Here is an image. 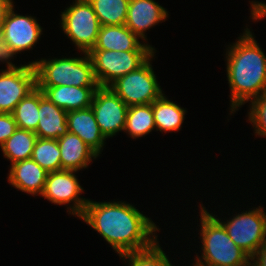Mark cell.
I'll list each match as a JSON object with an SVG mask.
<instances>
[{
	"instance_id": "1",
	"label": "cell",
	"mask_w": 266,
	"mask_h": 266,
	"mask_svg": "<svg viewBox=\"0 0 266 266\" xmlns=\"http://www.w3.org/2000/svg\"><path fill=\"white\" fill-rule=\"evenodd\" d=\"M80 219L94 228L120 256L146 250L157 242L154 233L159 230L155 223L128 203L88 200Z\"/></svg>"
},
{
	"instance_id": "2",
	"label": "cell",
	"mask_w": 266,
	"mask_h": 266,
	"mask_svg": "<svg viewBox=\"0 0 266 266\" xmlns=\"http://www.w3.org/2000/svg\"><path fill=\"white\" fill-rule=\"evenodd\" d=\"M246 29L226 54L231 113L266 92V56L250 30Z\"/></svg>"
},
{
	"instance_id": "3",
	"label": "cell",
	"mask_w": 266,
	"mask_h": 266,
	"mask_svg": "<svg viewBox=\"0 0 266 266\" xmlns=\"http://www.w3.org/2000/svg\"><path fill=\"white\" fill-rule=\"evenodd\" d=\"M200 209L203 253L194 266H250L251 257L231 240L217 218L204 207Z\"/></svg>"
},
{
	"instance_id": "4",
	"label": "cell",
	"mask_w": 266,
	"mask_h": 266,
	"mask_svg": "<svg viewBox=\"0 0 266 266\" xmlns=\"http://www.w3.org/2000/svg\"><path fill=\"white\" fill-rule=\"evenodd\" d=\"M83 58L41 59L33 61L36 87L76 86L99 87L92 61L87 52Z\"/></svg>"
},
{
	"instance_id": "5",
	"label": "cell",
	"mask_w": 266,
	"mask_h": 266,
	"mask_svg": "<svg viewBox=\"0 0 266 266\" xmlns=\"http://www.w3.org/2000/svg\"><path fill=\"white\" fill-rule=\"evenodd\" d=\"M154 51L90 50L94 77L99 86H109L117 78L137 70Z\"/></svg>"
},
{
	"instance_id": "6",
	"label": "cell",
	"mask_w": 266,
	"mask_h": 266,
	"mask_svg": "<svg viewBox=\"0 0 266 266\" xmlns=\"http://www.w3.org/2000/svg\"><path fill=\"white\" fill-rule=\"evenodd\" d=\"M152 55L137 70L117 78L110 87L129 107L151 104L163 93L150 64Z\"/></svg>"
},
{
	"instance_id": "7",
	"label": "cell",
	"mask_w": 266,
	"mask_h": 266,
	"mask_svg": "<svg viewBox=\"0 0 266 266\" xmlns=\"http://www.w3.org/2000/svg\"><path fill=\"white\" fill-rule=\"evenodd\" d=\"M61 15V27L82 52H89L96 44L100 22L88 0H76Z\"/></svg>"
},
{
	"instance_id": "8",
	"label": "cell",
	"mask_w": 266,
	"mask_h": 266,
	"mask_svg": "<svg viewBox=\"0 0 266 266\" xmlns=\"http://www.w3.org/2000/svg\"><path fill=\"white\" fill-rule=\"evenodd\" d=\"M217 220L231 240L250 257L266 242V213L261 206L238 214L227 223Z\"/></svg>"
},
{
	"instance_id": "9",
	"label": "cell",
	"mask_w": 266,
	"mask_h": 266,
	"mask_svg": "<svg viewBox=\"0 0 266 266\" xmlns=\"http://www.w3.org/2000/svg\"><path fill=\"white\" fill-rule=\"evenodd\" d=\"M100 131L105 138L125 129L128 106L108 86H99L91 104Z\"/></svg>"
},
{
	"instance_id": "10",
	"label": "cell",
	"mask_w": 266,
	"mask_h": 266,
	"mask_svg": "<svg viewBox=\"0 0 266 266\" xmlns=\"http://www.w3.org/2000/svg\"><path fill=\"white\" fill-rule=\"evenodd\" d=\"M74 172L77 171L60 170L48 172L41 195L58 205L69 204L74 201L68 212L80 218L84 213L88 199L85 200V198L79 197L81 192H83V188L80 186Z\"/></svg>"
},
{
	"instance_id": "11",
	"label": "cell",
	"mask_w": 266,
	"mask_h": 266,
	"mask_svg": "<svg viewBox=\"0 0 266 266\" xmlns=\"http://www.w3.org/2000/svg\"><path fill=\"white\" fill-rule=\"evenodd\" d=\"M36 88V72L29 63L0 73V113H13L16 105Z\"/></svg>"
},
{
	"instance_id": "12",
	"label": "cell",
	"mask_w": 266,
	"mask_h": 266,
	"mask_svg": "<svg viewBox=\"0 0 266 266\" xmlns=\"http://www.w3.org/2000/svg\"><path fill=\"white\" fill-rule=\"evenodd\" d=\"M14 5L8 9L1 32L7 43L16 52L29 50L40 39L41 26L31 16L15 14Z\"/></svg>"
},
{
	"instance_id": "13",
	"label": "cell",
	"mask_w": 266,
	"mask_h": 266,
	"mask_svg": "<svg viewBox=\"0 0 266 266\" xmlns=\"http://www.w3.org/2000/svg\"><path fill=\"white\" fill-rule=\"evenodd\" d=\"M168 13L153 0H130L125 25L139 38L145 31L167 18Z\"/></svg>"
},
{
	"instance_id": "14",
	"label": "cell",
	"mask_w": 266,
	"mask_h": 266,
	"mask_svg": "<svg viewBox=\"0 0 266 266\" xmlns=\"http://www.w3.org/2000/svg\"><path fill=\"white\" fill-rule=\"evenodd\" d=\"M139 37L126 25L100 26L95 46L91 50L112 51H154L148 44H142Z\"/></svg>"
},
{
	"instance_id": "15",
	"label": "cell",
	"mask_w": 266,
	"mask_h": 266,
	"mask_svg": "<svg viewBox=\"0 0 266 266\" xmlns=\"http://www.w3.org/2000/svg\"><path fill=\"white\" fill-rule=\"evenodd\" d=\"M43 95L66 112L91 107L95 91L98 87L56 86L37 87Z\"/></svg>"
},
{
	"instance_id": "16",
	"label": "cell",
	"mask_w": 266,
	"mask_h": 266,
	"mask_svg": "<svg viewBox=\"0 0 266 266\" xmlns=\"http://www.w3.org/2000/svg\"><path fill=\"white\" fill-rule=\"evenodd\" d=\"M68 132L79 136L97 155L106 138L100 131L91 107L67 112Z\"/></svg>"
},
{
	"instance_id": "17",
	"label": "cell",
	"mask_w": 266,
	"mask_h": 266,
	"mask_svg": "<svg viewBox=\"0 0 266 266\" xmlns=\"http://www.w3.org/2000/svg\"><path fill=\"white\" fill-rule=\"evenodd\" d=\"M8 181L15 188L32 195H41L48 172L32 159L11 164Z\"/></svg>"
},
{
	"instance_id": "18",
	"label": "cell",
	"mask_w": 266,
	"mask_h": 266,
	"mask_svg": "<svg viewBox=\"0 0 266 266\" xmlns=\"http://www.w3.org/2000/svg\"><path fill=\"white\" fill-rule=\"evenodd\" d=\"M37 138L58 139L68 132L67 112L49 101L39 89Z\"/></svg>"
},
{
	"instance_id": "19",
	"label": "cell",
	"mask_w": 266,
	"mask_h": 266,
	"mask_svg": "<svg viewBox=\"0 0 266 266\" xmlns=\"http://www.w3.org/2000/svg\"><path fill=\"white\" fill-rule=\"evenodd\" d=\"M60 148L61 170L79 171L86 168L97 154L77 135L67 132L57 139Z\"/></svg>"
},
{
	"instance_id": "20",
	"label": "cell",
	"mask_w": 266,
	"mask_h": 266,
	"mask_svg": "<svg viewBox=\"0 0 266 266\" xmlns=\"http://www.w3.org/2000/svg\"><path fill=\"white\" fill-rule=\"evenodd\" d=\"M154 122L161 132L178 131L184 120L186 110L168 100L162 94L152 103Z\"/></svg>"
},
{
	"instance_id": "21",
	"label": "cell",
	"mask_w": 266,
	"mask_h": 266,
	"mask_svg": "<svg viewBox=\"0 0 266 266\" xmlns=\"http://www.w3.org/2000/svg\"><path fill=\"white\" fill-rule=\"evenodd\" d=\"M36 139L37 135L33 131L17 128L0 147L5 158L13 164L31 159Z\"/></svg>"
},
{
	"instance_id": "22",
	"label": "cell",
	"mask_w": 266,
	"mask_h": 266,
	"mask_svg": "<svg viewBox=\"0 0 266 266\" xmlns=\"http://www.w3.org/2000/svg\"><path fill=\"white\" fill-rule=\"evenodd\" d=\"M156 129L152 103L129 106L126 115L125 132L132 138L142 137Z\"/></svg>"
},
{
	"instance_id": "23",
	"label": "cell",
	"mask_w": 266,
	"mask_h": 266,
	"mask_svg": "<svg viewBox=\"0 0 266 266\" xmlns=\"http://www.w3.org/2000/svg\"><path fill=\"white\" fill-rule=\"evenodd\" d=\"M101 26L125 25L130 0H88Z\"/></svg>"
},
{
	"instance_id": "24",
	"label": "cell",
	"mask_w": 266,
	"mask_h": 266,
	"mask_svg": "<svg viewBox=\"0 0 266 266\" xmlns=\"http://www.w3.org/2000/svg\"><path fill=\"white\" fill-rule=\"evenodd\" d=\"M39 89L36 87L15 107L13 116L17 128L35 132L39 123Z\"/></svg>"
},
{
	"instance_id": "25",
	"label": "cell",
	"mask_w": 266,
	"mask_h": 266,
	"mask_svg": "<svg viewBox=\"0 0 266 266\" xmlns=\"http://www.w3.org/2000/svg\"><path fill=\"white\" fill-rule=\"evenodd\" d=\"M60 148L57 139L37 138L31 159L47 172L61 170Z\"/></svg>"
},
{
	"instance_id": "26",
	"label": "cell",
	"mask_w": 266,
	"mask_h": 266,
	"mask_svg": "<svg viewBox=\"0 0 266 266\" xmlns=\"http://www.w3.org/2000/svg\"><path fill=\"white\" fill-rule=\"evenodd\" d=\"M129 260V266H172L158 241L150 248L120 256Z\"/></svg>"
},
{
	"instance_id": "27",
	"label": "cell",
	"mask_w": 266,
	"mask_h": 266,
	"mask_svg": "<svg viewBox=\"0 0 266 266\" xmlns=\"http://www.w3.org/2000/svg\"><path fill=\"white\" fill-rule=\"evenodd\" d=\"M250 101L252 106L248 120L253 123L256 135L266 137V92Z\"/></svg>"
},
{
	"instance_id": "28",
	"label": "cell",
	"mask_w": 266,
	"mask_h": 266,
	"mask_svg": "<svg viewBox=\"0 0 266 266\" xmlns=\"http://www.w3.org/2000/svg\"><path fill=\"white\" fill-rule=\"evenodd\" d=\"M17 124L11 113H0V146L15 132Z\"/></svg>"
},
{
	"instance_id": "29",
	"label": "cell",
	"mask_w": 266,
	"mask_h": 266,
	"mask_svg": "<svg viewBox=\"0 0 266 266\" xmlns=\"http://www.w3.org/2000/svg\"><path fill=\"white\" fill-rule=\"evenodd\" d=\"M17 53L11 48V46L7 43L6 39L4 38L3 33L0 31V61L4 62L7 61V70L9 69H17L21 66L16 67L14 64L10 62L14 55ZM9 60V61H8Z\"/></svg>"
},
{
	"instance_id": "30",
	"label": "cell",
	"mask_w": 266,
	"mask_h": 266,
	"mask_svg": "<svg viewBox=\"0 0 266 266\" xmlns=\"http://www.w3.org/2000/svg\"><path fill=\"white\" fill-rule=\"evenodd\" d=\"M252 261L250 266H266V242L251 256Z\"/></svg>"
},
{
	"instance_id": "31",
	"label": "cell",
	"mask_w": 266,
	"mask_h": 266,
	"mask_svg": "<svg viewBox=\"0 0 266 266\" xmlns=\"http://www.w3.org/2000/svg\"><path fill=\"white\" fill-rule=\"evenodd\" d=\"M12 4V0H0V31L2 30L5 15Z\"/></svg>"
},
{
	"instance_id": "32",
	"label": "cell",
	"mask_w": 266,
	"mask_h": 266,
	"mask_svg": "<svg viewBox=\"0 0 266 266\" xmlns=\"http://www.w3.org/2000/svg\"><path fill=\"white\" fill-rule=\"evenodd\" d=\"M251 16L253 20L266 17V6H251Z\"/></svg>"
},
{
	"instance_id": "33",
	"label": "cell",
	"mask_w": 266,
	"mask_h": 266,
	"mask_svg": "<svg viewBox=\"0 0 266 266\" xmlns=\"http://www.w3.org/2000/svg\"><path fill=\"white\" fill-rule=\"evenodd\" d=\"M251 6H266V4L262 2H253Z\"/></svg>"
}]
</instances>
